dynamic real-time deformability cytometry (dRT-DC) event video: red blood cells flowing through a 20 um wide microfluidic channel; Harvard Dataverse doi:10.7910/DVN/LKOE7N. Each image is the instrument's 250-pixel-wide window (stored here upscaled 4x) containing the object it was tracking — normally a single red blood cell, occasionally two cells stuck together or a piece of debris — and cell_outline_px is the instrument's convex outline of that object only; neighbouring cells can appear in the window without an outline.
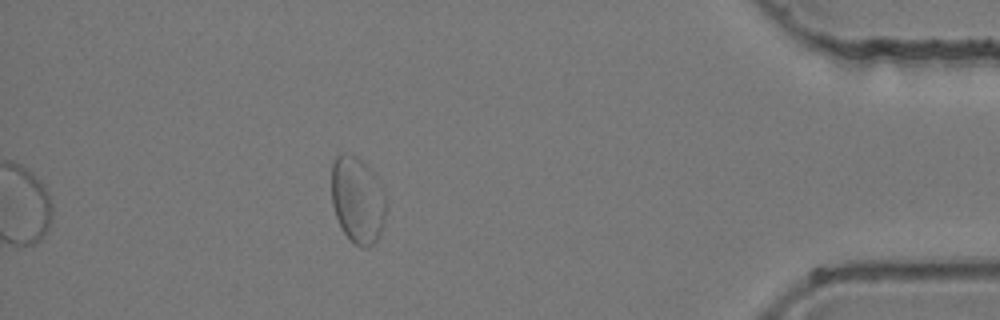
{"species": "common noctule bat (a hibernating species)", "species_latin": "Nyctalus noctula", "temperature_condition": "room temperature", "stored_images_in_passage": 60, "camera_frame_rate_fps": 3000, "um_per_image_px": 0.085, "animal": {"sex": "female", "body_mass_g": 24.6, "forearm_length_mm": 56.2}, "frame": {"image": 1, "passage_image": 60, "time_ms": 19.667, "image_size_px": [1000, 320], "cell_outline_px": [[388, 200], [380, 232], [376, 240], [368, 248], [364, 248], [356, 244], [340, 228], [332, 204], [332, 164], [336, 156], [340, 152], [356, 156], [372, 172], [380, 184]], "centroid_in_image_um": [30.38, 16.98], "position_along_channel_um": 404.8, "area_um2": 27.34}}